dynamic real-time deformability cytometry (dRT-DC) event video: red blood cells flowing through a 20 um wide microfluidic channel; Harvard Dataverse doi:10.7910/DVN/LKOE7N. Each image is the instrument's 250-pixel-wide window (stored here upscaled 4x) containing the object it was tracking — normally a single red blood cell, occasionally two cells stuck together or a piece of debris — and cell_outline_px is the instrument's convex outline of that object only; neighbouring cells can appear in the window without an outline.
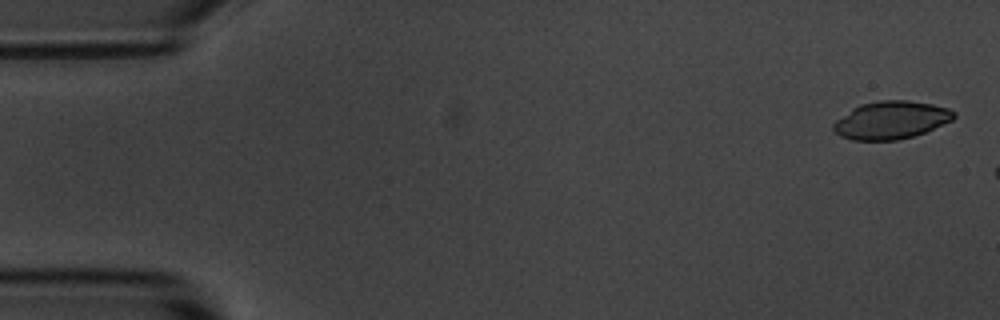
{"species": "common noctule bat (a hibernating species)", "species_latin": "Nyctalus noctula", "temperature_condition": "room temperature", "stored_images_in_passage": 3, "camera_frame_rate_fps": 3000, "um_per_image_px": 0.085, "animal": {"sex": "male", "body_mass_g": 20.1, "forearm_length_mm": 53.5}, "frame": {"image": 1, "passage_image": 1, "time_ms": 0.0, "image_size_px": [1000, 320], "cell_outline_px": [[956, 116], [952, 120], [924, 132], [912, 136], [896, 140], [852, 140], [840, 136], [832, 128], [832, 124], [836, 120], [852, 108], [860, 104], [880, 100], [908, 100], [932, 104], [948, 108], [956, 112]], "centroid_in_image_um": [75.72, 10.2], "position_along_channel_um": 9.3, "area_um2": 26.47}}